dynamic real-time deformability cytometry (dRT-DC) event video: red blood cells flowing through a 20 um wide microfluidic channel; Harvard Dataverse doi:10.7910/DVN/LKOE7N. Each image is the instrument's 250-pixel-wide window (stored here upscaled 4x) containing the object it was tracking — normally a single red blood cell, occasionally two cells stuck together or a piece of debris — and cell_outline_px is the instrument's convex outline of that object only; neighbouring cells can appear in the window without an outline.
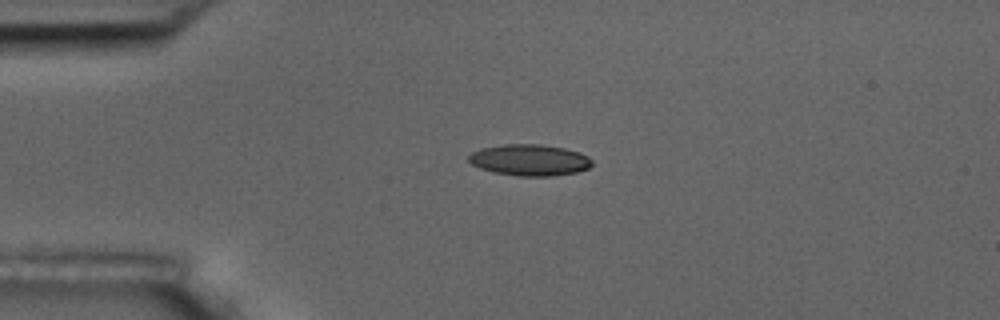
{"species": "common noctule bat (a hibernating species)", "species_latin": "Nyctalus noctula", "temperature_condition": "room temperature", "stored_images_in_passage": 2, "camera_frame_rate_fps": 3000, "um_per_image_px": 0.085, "animal": {"sex": "male", "body_mass_g": 17.5, "forearm_length_mm": 52.3}, "frame": {"image": 1, "passage_image": 1, "time_ms": 0.0, "image_size_px": [1000, 320], "cell_outline_px": [[592, 164], [588, 168], [576, 172], [552, 176], [520, 176], [496, 172], [480, 168], [472, 164], [468, 160], [468, 156], [472, 152], [480, 148], [504, 144], [540, 144], [564, 148], [580, 152], [588, 156], [592, 160]], "centroid_in_image_um": [45.02, 13.59], "position_along_channel_um": 40.0, "area_um2": 22.48}}